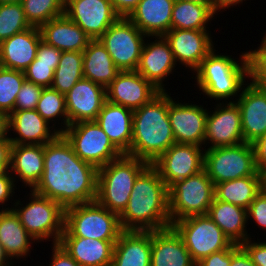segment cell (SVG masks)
<instances>
[{
  "label": "cell",
  "mask_w": 266,
  "mask_h": 266,
  "mask_svg": "<svg viewBox=\"0 0 266 266\" xmlns=\"http://www.w3.org/2000/svg\"><path fill=\"white\" fill-rule=\"evenodd\" d=\"M98 169L81 160L59 134L44 145V171L33 191L64 209L96 200Z\"/></svg>",
  "instance_id": "obj_1"
},
{
  "label": "cell",
  "mask_w": 266,
  "mask_h": 266,
  "mask_svg": "<svg viewBox=\"0 0 266 266\" xmlns=\"http://www.w3.org/2000/svg\"><path fill=\"white\" fill-rule=\"evenodd\" d=\"M119 221L122 230L154 231L171 226L168 187L152 164L136 178Z\"/></svg>",
  "instance_id": "obj_2"
},
{
  "label": "cell",
  "mask_w": 266,
  "mask_h": 266,
  "mask_svg": "<svg viewBox=\"0 0 266 266\" xmlns=\"http://www.w3.org/2000/svg\"><path fill=\"white\" fill-rule=\"evenodd\" d=\"M174 143L168 117V92H159L133 111L132 143L126 154L153 164Z\"/></svg>",
  "instance_id": "obj_3"
},
{
  "label": "cell",
  "mask_w": 266,
  "mask_h": 266,
  "mask_svg": "<svg viewBox=\"0 0 266 266\" xmlns=\"http://www.w3.org/2000/svg\"><path fill=\"white\" fill-rule=\"evenodd\" d=\"M216 52L214 48L202 60L193 72L195 76L191 78L195 79L194 85L196 84L198 91L209 100L235 102L247 83L246 80H250L248 53L241 51L238 61L232 55Z\"/></svg>",
  "instance_id": "obj_4"
},
{
  "label": "cell",
  "mask_w": 266,
  "mask_h": 266,
  "mask_svg": "<svg viewBox=\"0 0 266 266\" xmlns=\"http://www.w3.org/2000/svg\"><path fill=\"white\" fill-rule=\"evenodd\" d=\"M148 162L123 154L98 169L96 201L120 215L126 208L134 182Z\"/></svg>",
  "instance_id": "obj_5"
},
{
  "label": "cell",
  "mask_w": 266,
  "mask_h": 266,
  "mask_svg": "<svg viewBox=\"0 0 266 266\" xmlns=\"http://www.w3.org/2000/svg\"><path fill=\"white\" fill-rule=\"evenodd\" d=\"M29 192L28 202L23 200V203L20 198L16 199L11 205L12 210L37 243L52 241V244H57L64 231L65 209L55 200L41 196L33 190Z\"/></svg>",
  "instance_id": "obj_6"
},
{
  "label": "cell",
  "mask_w": 266,
  "mask_h": 266,
  "mask_svg": "<svg viewBox=\"0 0 266 266\" xmlns=\"http://www.w3.org/2000/svg\"><path fill=\"white\" fill-rule=\"evenodd\" d=\"M122 231L119 215L95 200L65 209L64 231L61 237L117 241Z\"/></svg>",
  "instance_id": "obj_7"
},
{
  "label": "cell",
  "mask_w": 266,
  "mask_h": 266,
  "mask_svg": "<svg viewBox=\"0 0 266 266\" xmlns=\"http://www.w3.org/2000/svg\"><path fill=\"white\" fill-rule=\"evenodd\" d=\"M215 185L203 169L168 188L171 225L180 219L206 215L214 200Z\"/></svg>",
  "instance_id": "obj_8"
},
{
  "label": "cell",
  "mask_w": 266,
  "mask_h": 266,
  "mask_svg": "<svg viewBox=\"0 0 266 266\" xmlns=\"http://www.w3.org/2000/svg\"><path fill=\"white\" fill-rule=\"evenodd\" d=\"M203 169L214 185L246 176L262 175L255 165L253 146L246 142L206 149Z\"/></svg>",
  "instance_id": "obj_9"
},
{
  "label": "cell",
  "mask_w": 266,
  "mask_h": 266,
  "mask_svg": "<svg viewBox=\"0 0 266 266\" xmlns=\"http://www.w3.org/2000/svg\"><path fill=\"white\" fill-rule=\"evenodd\" d=\"M171 226L183 239L195 263L234 245L207 214L189 216L175 221Z\"/></svg>",
  "instance_id": "obj_10"
},
{
  "label": "cell",
  "mask_w": 266,
  "mask_h": 266,
  "mask_svg": "<svg viewBox=\"0 0 266 266\" xmlns=\"http://www.w3.org/2000/svg\"><path fill=\"white\" fill-rule=\"evenodd\" d=\"M61 134L81 160L97 169L123 155L96 121L70 124Z\"/></svg>",
  "instance_id": "obj_11"
},
{
  "label": "cell",
  "mask_w": 266,
  "mask_h": 266,
  "mask_svg": "<svg viewBox=\"0 0 266 266\" xmlns=\"http://www.w3.org/2000/svg\"><path fill=\"white\" fill-rule=\"evenodd\" d=\"M146 38L127 17H119L98 40L120 71H136Z\"/></svg>",
  "instance_id": "obj_12"
},
{
  "label": "cell",
  "mask_w": 266,
  "mask_h": 266,
  "mask_svg": "<svg viewBox=\"0 0 266 266\" xmlns=\"http://www.w3.org/2000/svg\"><path fill=\"white\" fill-rule=\"evenodd\" d=\"M216 106V107H215ZM244 142L239 106L236 102H216L208 108L204 149L237 145ZM210 145V146H209Z\"/></svg>",
  "instance_id": "obj_13"
},
{
  "label": "cell",
  "mask_w": 266,
  "mask_h": 266,
  "mask_svg": "<svg viewBox=\"0 0 266 266\" xmlns=\"http://www.w3.org/2000/svg\"><path fill=\"white\" fill-rule=\"evenodd\" d=\"M203 148L196 144L174 143L152 165L169 188L176 181L203 170L205 151Z\"/></svg>",
  "instance_id": "obj_14"
},
{
  "label": "cell",
  "mask_w": 266,
  "mask_h": 266,
  "mask_svg": "<svg viewBox=\"0 0 266 266\" xmlns=\"http://www.w3.org/2000/svg\"><path fill=\"white\" fill-rule=\"evenodd\" d=\"M170 95L168 92V117L175 142L203 147L208 109L194 101L179 102L178 97L175 101Z\"/></svg>",
  "instance_id": "obj_15"
},
{
  "label": "cell",
  "mask_w": 266,
  "mask_h": 266,
  "mask_svg": "<svg viewBox=\"0 0 266 266\" xmlns=\"http://www.w3.org/2000/svg\"><path fill=\"white\" fill-rule=\"evenodd\" d=\"M163 37L169 43L176 64L192 71L189 73L215 48L214 36L209 30L170 29Z\"/></svg>",
  "instance_id": "obj_16"
},
{
  "label": "cell",
  "mask_w": 266,
  "mask_h": 266,
  "mask_svg": "<svg viewBox=\"0 0 266 266\" xmlns=\"http://www.w3.org/2000/svg\"><path fill=\"white\" fill-rule=\"evenodd\" d=\"M155 38V40H154ZM151 39V40H148ZM173 52L163 36L147 37L136 71L148 80L160 92L168 91L164 82L177 69ZM166 80V81H165Z\"/></svg>",
  "instance_id": "obj_17"
},
{
  "label": "cell",
  "mask_w": 266,
  "mask_h": 266,
  "mask_svg": "<svg viewBox=\"0 0 266 266\" xmlns=\"http://www.w3.org/2000/svg\"><path fill=\"white\" fill-rule=\"evenodd\" d=\"M92 40L103 33L120 17L111 0H70L65 4V13Z\"/></svg>",
  "instance_id": "obj_18"
},
{
  "label": "cell",
  "mask_w": 266,
  "mask_h": 266,
  "mask_svg": "<svg viewBox=\"0 0 266 266\" xmlns=\"http://www.w3.org/2000/svg\"><path fill=\"white\" fill-rule=\"evenodd\" d=\"M50 125L36 110H14L6 117L12 145H45L53 141L60 133Z\"/></svg>",
  "instance_id": "obj_19"
},
{
  "label": "cell",
  "mask_w": 266,
  "mask_h": 266,
  "mask_svg": "<svg viewBox=\"0 0 266 266\" xmlns=\"http://www.w3.org/2000/svg\"><path fill=\"white\" fill-rule=\"evenodd\" d=\"M160 91L137 71H120L106 88L107 101L136 110Z\"/></svg>",
  "instance_id": "obj_20"
},
{
  "label": "cell",
  "mask_w": 266,
  "mask_h": 266,
  "mask_svg": "<svg viewBox=\"0 0 266 266\" xmlns=\"http://www.w3.org/2000/svg\"><path fill=\"white\" fill-rule=\"evenodd\" d=\"M65 101L69 125L95 121L107 101L106 89L83 77L65 94Z\"/></svg>",
  "instance_id": "obj_21"
},
{
  "label": "cell",
  "mask_w": 266,
  "mask_h": 266,
  "mask_svg": "<svg viewBox=\"0 0 266 266\" xmlns=\"http://www.w3.org/2000/svg\"><path fill=\"white\" fill-rule=\"evenodd\" d=\"M249 81L235 102L240 110L244 142L252 144L266 132V89Z\"/></svg>",
  "instance_id": "obj_22"
},
{
  "label": "cell",
  "mask_w": 266,
  "mask_h": 266,
  "mask_svg": "<svg viewBox=\"0 0 266 266\" xmlns=\"http://www.w3.org/2000/svg\"><path fill=\"white\" fill-rule=\"evenodd\" d=\"M39 27L17 33L0 43V66L24 72L36 58L40 41Z\"/></svg>",
  "instance_id": "obj_23"
},
{
  "label": "cell",
  "mask_w": 266,
  "mask_h": 266,
  "mask_svg": "<svg viewBox=\"0 0 266 266\" xmlns=\"http://www.w3.org/2000/svg\"><path fill=\"white\" fill-rule=\"evenodd\" d=\"M150 266H196L184 241L172 227L151 231Z\"/></svg>",
  "instance_id": "obj_24"
},
{
  "label": "cell",
  "mask_w": 266,
  "mask_h": 266,
  "mask_svg": "<svg viewBox=\"0 0 266 266\" xmlns=\"http://www.w3.org/2000/svg\"><path fill=\"white\" fill-rule=\"evenodd\" d=\"M175 0H140L127 17L147 37L164 36L171 29Z\"/></svg>",
  "instance_id": "obj_25"
},
{
  "label": "cell",
  "mask_w": 266,
  "mask_h": 266,
  "mask_svg": "<svg viewBox=\"0 0 266 266\" xmlns=\"http://www.w3.org/2000/svg\"><path fill=\"white\" fill-rule=\"evenodd\" d=\"M44 171V145H12L9 172L16 184L33 190Z\"/></svg>",
  "instance_id": "obj_26"
},
{
  "label": "cell",
  "mask_w": 266,
  "mask_h": 266,
  "mask_svg": "<svg viewBox=\"0 0 266 266\" xmlns=\"http://www.w3.org/2000/svg\"><path fill=\"white\" fill-rule=\"evenodd\" d=\"M42 40L56 49L83 52L92 40L76 23L65 14L49 20L39 27Z\"/></svg>",
  "instance_id": "obj_27"
},
{
  "label": "cell",
  "mask_w": 266,
  "mask_h": 266,
  "mask_svg": "<svg viewBox=\"0 0 266 266\" xmlns=\"http://www.w3.org/2000/svg\"><path fill=\"white\" fill-rule=\"evenodd\" d=\"M151 231L123 230L114 245L111 266H150Z\"/></svg>",
  "instance_id": "obj_28"
},
{
  "label": "cell",
  "mask_w": 266,
  "mask_h": 266,
  "mask_svg": "<svg viewBox=\"0 0 266 266\" xmlns=\"http://www.w3.org/2000/svg\"><path fill=\"white\" fill-rule=\"evenodd\" d=\"M133 110L106 101L96 122L110 141L126 154L132 143Z\"/></svg>",
  "instance_id": "obj_29"
},
{
  "label": "cell",
  "mask_w": 266,
  "mask_h": 266,
  "mask_svg": "<svg viewBox=\"0 0 266 266\" xmlns=\"http://www.w3.org/2000/svg\"><path fill=\"white\" fill-rule=\"evenodd\" d=\"M116 242L82 237H61L58 244L80 266H111Z\"/></svg>",
  "instance_id": "obj_30"
},
{
  "label": "cell",
  "mask_w": 266,
  "mask_h": 266,
  "mask_svg": "<svg viewBox=\"0 0 266 266\" xmlns=\"http://www.w3.org/2000/svg\"><path fill=\"white\" fill-rule=\"evenodd\" d=\"M207 215L220 227L233 244L241 245L247 239H255L247 231V210L214 197Z\"/></svg>",
  "instance_id": "obj_31"
},
{
  "label": "cell",
  "mask_w": 266,
  "mask_h": 266,
  "mask_svg": "<svg viewBox=\"0 0 266 266\" xmlns=\"http://www.w3.org/2000/svg\"><path fill=\"white\" fill-rule=\"evenodd\" d=\"M35 242L12 209L0 211V243L11 260L30 256Z\"/></svg>",
  "instance_id": "obj_32"
},
{
  "label": "cell",
  "mask_w": 266,
  "mask_h": 266,
  "mask_svg": "<svg viewBox=\"0 0 266 266\" xmlns=\"http://www.w3.org/2000/svg\"><path fill=\"white\" fill-rule=\"evenodd\" d=\"M119 72L104 45L98 39L91 40L83 50L84 78L106 89Z\"/></svg>",
  "instance_id": "obj_33"
},
{
  "label": "cell",
  "mask_w": 266,
  "mask_h": 266,
  "mask_svg": "<svg viewBox=\"0 0 266 266\" xmlns=\"http://www.w3.org/2000/svg\"><path fill=\"white\" fill-rule=\"evenodd\" d=\"M262 189L263 175H252L215 184L214 195L217 200L247 210Z\"/></svg>",
  "instance_id": "obj_34"
},
{
  "label": "cell",
  "mask_w": 266,
  "mask_h": 266,
  "mask_svg": "<svg viewBox=\"0 0 266 266\" xmlns=\"http://www.w3.org/2000/svg\"><path fill=\"white\" fill-rule=\"evenodd\" d=\"M215 14L205 5L175 1L171 16V29L208 30ZM210 22V23H209Z\"/></svg>",
  "instance_id": "obj_35"
},
{
  "label": "cell",
  "mask_w": 266,
  "mask_h": 266,
  "mask_svg": "<svg viewBox=\"0 0 266 266\" xmlns=\"http://www.w3.org/2000/svg\"><path fill=\"white\" fill-rule=\"evenodd\" d=\"M83 77V52H62L51 88L65 95Z\"/></svg>",
  "instance_id": "obj_36"
},
{
  "label": "cell",
  "mask_w": 266,
  "mask_h": 266,
  "mask_svg": "<svg viewBox=\"0 0 266 266\" xmlns=\"http://www.w3.org/2000/svg\"><path fill=\"white\" fill-rule=\"evenodd\" d=\"M35 110L60 134L69 126L65 95L51 87L43 88Z\"/></svg>",
  "instance_id": "obj_37"
},
{
  "label": "cell",
  "mask_w": 266,
  "mask_h": 266,
  "mask_svg": "<svg viewBox=\"0 0 266 266\" xmlns=\"http://www.w3.org/2000/svg\"><path fill=\"white\" fill-rule=\"evenodd\" d=\"M22 6L27 21L35 27H40L65 13L62 0H23Z\"/></svg>",
  "instance_id": "obj_38"
},
{
  "label": "cell",
  "mask_w": 266,
  "mask_h": 266,
  "mask_svg": "<svg viewBox=\"0 0 266 266\" xmlns=\"http://www.w3.org/2000/svg\"><path fill=\"white\" fill-rule=\"evenodd\" d=\"M25 80L24 72L0 66V113L4 116L14 111L17 94Z\"/></svg>",
  "instance_id": "obj_39"
},
{
  "label": "cell",
  "mask_w": 266,
  "mask_h": 266,
  "mask_svg": "<svg viewBox=\"0 0 266 266\" xmlns=\"http://www.w3.org/2000/svg\"><path fill=\"white\" fill-rule=\"evenodd\" d=\"M31 27L25 17L22 3L0 4V43Z\"/></svg>",
  "instance_id": "obj_40"
},
{
  "label": "cell",
  "mask_w": 266,
  "mask_h": 266,
  "mask_svg": "<svg viewBox=\"0 0 266 266\" xmlns=\"http://www.w3.org/2000/svg\"><path fill=\"white\" fill-rule=\"evenodd\" d=\"M58 63L39 62L36 58L24 71L25 79L44 88L51 87Z\"/></svg>",
  "instance_id": "obj_41"
},
{
  "label": "cell",
  "mask_w": 266,
  "mask_h": 266,
  "mask_svg": "<svg viewBox=\"0 0 266 266\" xmlns=\"http://www.w3.org/2000/svg\"><path fill=\"white\" fill-rule=\"evenodd\" d=\"M256 49L249 51V76L250 80L257 86L266 89V50L257 44Z\"/></svg>",
  "instance_id": "obj_42"
},
{
  "label": "cell",
  "mask_w": 266,
  "mask_h": 266,
  "mask_svg": "<svg viewBox=\"0 0 266 266\" xmlns=\"http://www.w3.org/2000/svg\"><path fill=\"white\" fill-rule=\"evenodd\" d=\"M43 88L25 80L17 94L14 110H35Z\"/></svg>",
  "instance_id": "obj_43"
},
{
  "label": "cell",
  "mask_w": 266,
  "mask_h": 266,
  "mask_svg": "<svg viewBox=\"0 0 266 266\" xmlns=\"http://www.w3.org/2000/svg\"><path fill=\"white\" fill-rule=\"evenodd\" d=\"M251 219V220H249ZM257 223L256 226L265 229L266 231V190L262 189L261 192L255 197L247 208V222Z\"/></svg>",
  "instance_id": "obj_44"
},
{
  "label": "cell",
  "mask_w": 266,
  "mask_h": 266,
  "mask_svg": "<svg viewBox=\"0 0 266 266\" xmlns=\"http://www.w3.org/2000/svg\"><path fill=\"white\" fill-rule=\"evenodd\" d=\"M16 183L14 181L13 176L11 175V173L8 171H3L0 172V210H11L12 207H9L8 205L12 204V201H16L13 200L14 197H18V195L14 196V194L16 193ZM11 200V202H10ZM7 203H11V204H7ZM5 206V207H4ZM8 206V207H7Z\"/></svg>",
  "instance_id": "obj_45"
},
{
  "label": "cell",
  "mask_w": 266,
  "mask_h": 266,
  "mask_svg": "<svg viewBox=\"0 0 266 266\" xmlns=\"http://www.w3.org/2000/svg\"><path fill=\"white\" fill-rule=\"evenodd\" d=\"M255 241L256 240H251V238H249L240 246L247 252L256 266H266V240L261 242L260 239L257 238V241Z\"/></svg>",
  "instance_id": "obj_46"
},
{
  "label": "cell",
  "mask_w": 266,
  "mask_h": 266,
  "mask_svg": "<svg viewBox=\"0 0 266 266\" xmlns=\"http://www.w3.org/2000/svg\"><path fill=\"white\" fill-rule=\"evenodd\" d=\"M231 264V248L214 252L204 257L196 266H230Z\"/></svg>",
  "instance_id": "obj_47"
},
{
  "label": "cell",
  "mask_w": 266,
  "mask_h": 266,
  "mask_svg": "<svg viewBox=\"0 0 266 266\" xmlns=\"http://www.w3.org/2000/svg\"><path fill=\"white\" fill-rule=\"evenodd\" d=\"M51 246L52 254L49 266H80L58 243L51 244Z\"/></svg>",
  "instance_id": "obj_48"
},
{
  "label": "cell",
  "mask_w": 266,
  "mask_h": 266,
  "mask_svg": "<svg viewBox=\"0 0 266 266\" xmlns=\"http://www.w3.org/2000/svg\"><path fill=\"white\" fill-rule=\"evenodd\" d=\"M255 165L259 173L266 170V132L252 143Z\"/></svg>",
  "instance_id": "obj_49"
},
{
  "label": "cell",
  "mask_w": 266,
  "mask_h": 266,
  "mask_svg": "<svg viewBox=\"0 0 266 266\" xmlns=\"http://www.w3.org/2000/svg\"><path fill=\"white\" fill-rule=\"evenodd\" d=\"M61 53L62 51L41 40L38 46L36 59L39 60V62L59 63Z\"/></svg>",
  "instance_id": "obj_50"
},
{
  "label": "cell",
  "mask_w": 266,
  "mask_h": 266,
  "mask_svg": "<svg viewBox=\"0 0 266 266\" xmlns=\"http://www.w3.org/2000/svg\"><path fill=\"white\" fill-rule=\"evenodd\" d=\"M230 266H256L250 259L247 252L237 244L231 247V264Z\"/></svg>",
  "instance_id": "obj_51"
},
{
  "label": "cell",
  "mask_w": 266,
  "mask_h": 266,
  "mask_svg": "<svg viewBox=\"0 0 266 266\" xmlns=\"http://www.w3.org/2000/svg\"><path fill=\"white\" fill-rule=\"evenodd\" d=\"M12 143L6 134L0 138V172L8 171L10 168Z\"/></svg>",
  "instance_id": "obj_52"
},
{
  "label": "cell",
  "mask_w": 266,
  "mask_h": 266,
  "mask_svg": "<svg viewBox=\"0 0 266 266\" xmlns=\"http://www.w3.org/2000/svg\"><path fill=\"white\" fill-rule=\"evenodd\" d=\"M115 12L120 17H128L140 0H111Z\"/></svg>",
  "instance_id": "obj_53"
},
{
  "label": "cell",
  "mask_w": 266,
  "mask_h": 266,
  "mask_svg": "<svg viewBox=\"0 0 266 266\" xmlns=\"http://www.w3.org/2000/svg\"><path fill=\"white\" fill-rule=\"evenodd\" d=\"M244 1H246V0H212V12L215 15H218V12L221 13V12L227 11L225 9L229 10V8H231V7L233 8L237 5L239 7V4L243 5Z\"/></svg>",
  "instance_id": "obj_54"
},
{
  "label": "cell",
  "mask_w": 266,
  "mask_h": 266,
  "mask_svg": "<svg viewBox=\"0 0 266 266\" xmlns=\"http://www.w3.org/2000/svg\"><path fill=\"white\" fill-rule=\"evenodd\" d=\"M17 263L15 260L12 261L6 254L4 247L0 243V266H15Z\"/></svg>",
  "instance_id": "obj_55"
},
{
  "label": "cell",
  "mask_w": 266,
  "mask_h": 266,
  "mask_svg": "<svg viewBox=\"0 0 266 266\" xmlns=\"http://www.w3.org/2000/svg\"><path fill=\"white\" fill-rule=\"evenodd\" d=\"M6 134H7L6 116L0 113V138L4 137Z\"/></svg>",
  "instance_id": "obj_56"
},
{
  "label": "cell",
  "mask_w": 266,
  "mask_h": 266,
  "mask_svg": "<svg viewBox=\"0 0 266 266\" xmlns=\"http://www.w3.org/2000/svg\"><path fill=\"white\" fill-rule=\"evenodd\" d=\"M175 1H181V0H175ZM184 1L202 4L208 6L212 10V0H184Z\"/></svg>",
  "instance_id": "obj_57"
},
{
  "label": "cell",
  "mask_w": 266,
  "mask_h": 266,
  "mask_svg": "<svg viewBox=\"0 0 266 266\" xmlns=\"http://www.w3.org/2000/svg\"><path fill=\"white\" fill-rule=\"evenodd\" d=\"M23 0H0V4L5 3H22Z\"/></svg>",
  "instance_id": "obj_58"
},
{
  "label": "cell",
  "mask_w": 266,
  "mask_h": 266,
  "mask_svg": "<svg viewBox=\"0 0 266 266\" xmlns=\"http://www.w3.org/2000/svg\"><path fill=\"white\" fill-rule=\"evenodd\" d=\"M260 45L266 50V31L263 35V39H262Z\"/></svg>",
  "instance_id": "obj_59"
},
{
  "label": "cell",
  "mask_w": 266,
  "mask_h": 266,
  "mask_svg": "<svg viewBox=\"0 0 266 266\" xmlns=\"http://www.w3.org/2000/svg\"><path fill=\"white\" fill-rule=\"evenodd\" d=\"M263 175V189L266 190V170L262 173Z\"/></svg>",
  "instance_id": "obj_60"
},
{
  "label": "cell",
  "mask_w": 266,
  "mask_h": 266,
  "mask_svg": "<svg viewBox=\"0 0 266 266\" xmlns=\"http://www.w3.org/2000/svg\"><path fill=\"white\" fill-rule=\"evenodd\" d=\"M70 0H62V2L64 3V4H66L67 2H69Z\"/></svg>",
  "instance_id": "obj_61"
}]
</instances>
